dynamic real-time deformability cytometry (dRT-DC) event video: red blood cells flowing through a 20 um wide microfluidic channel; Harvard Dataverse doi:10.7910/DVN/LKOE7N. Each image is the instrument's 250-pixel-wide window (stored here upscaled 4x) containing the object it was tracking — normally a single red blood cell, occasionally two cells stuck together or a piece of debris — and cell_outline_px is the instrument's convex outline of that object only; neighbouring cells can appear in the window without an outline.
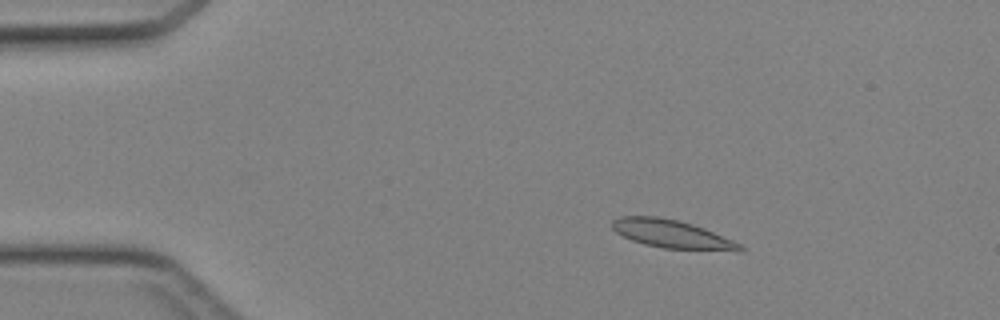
{"species": "Egyptian fruit bat (a non-hibernating species)", "species_latin": "Rousettus aegyptiacus", "temperature_condition": "cold", "stored_images_in_passage": 46, "camera_frame_rate_fps": 3000, "um_per_image_px": 0.085, "animal": {"sex": "female"}, "frame": {"image": 1, "passage_image": 8, "time_ms": 2.333, "image_size_px": [1000, 320], "cell_outline_px": [[744, 248], [740, 252], [664, 248], [644, 244], [632, 240], [616, 232], [612, 228], [612, 220], [620, 216], [656, 216], [680, 220], [704, 228], [732, 240], [740, 244]], "centroid_in_image_um": [57.13, 19.9], "position_along_channel_um": 27.9, "area_um2": 21.1}}
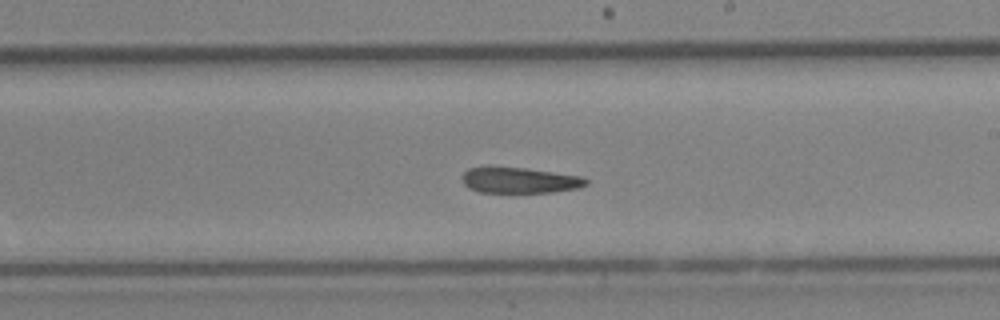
{"frame": {"image": 2, "passage_image": 27, "time_ms": 8.667, "image_size_px": [1000, 320], "cell_outline_px": [[588, 184], [580, 188], [552, 192], [480, 192], [468, 188], [464, 184], [460, 176], [468, 168], [524, 168], [580, 176], [588, 180]], "centroid_in_image_um": [44.17, 15.34], "position_along_channel_um": 244.8, "area_um2": 18.32}}
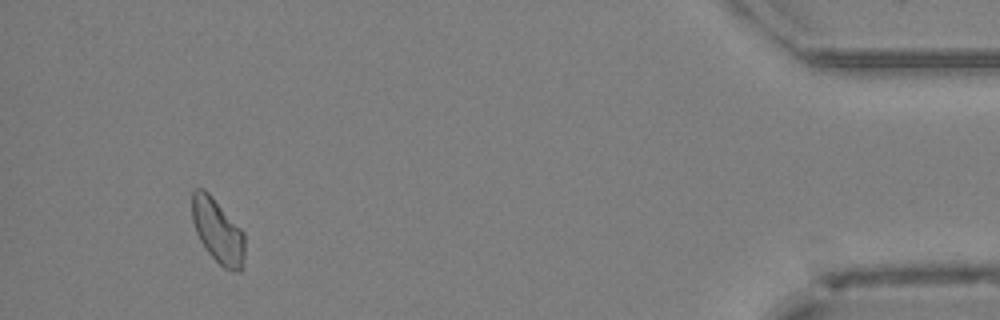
{"frame": {"image": 3, "passage_image": 43, "time_ms": 14.0, "image_size_px": [1000, 320], "cell_outline_px": [[244, 268], [240, 272], [232, 272], [224, 268], [208, 252], [200, 240], [196, 232], [192, 220], [192, 192], [196, 188], [204, 188], [212, 196], [244, 232]], "centroid_in_image_um": [18.52, 19.65], "position_along_channel_um": 416.7, "area_um2": 19.83}}